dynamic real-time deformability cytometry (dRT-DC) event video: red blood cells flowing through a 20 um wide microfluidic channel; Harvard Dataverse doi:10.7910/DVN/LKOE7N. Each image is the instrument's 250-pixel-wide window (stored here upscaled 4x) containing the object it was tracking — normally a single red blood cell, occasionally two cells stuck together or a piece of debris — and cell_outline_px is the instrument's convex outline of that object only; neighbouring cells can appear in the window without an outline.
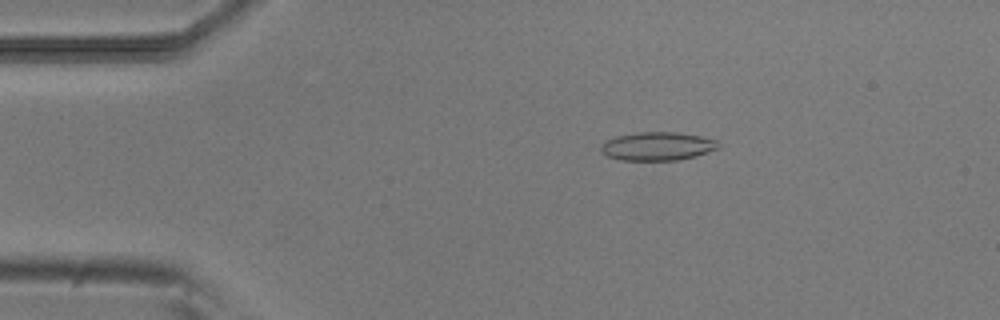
{"species": "common noctule bat (a hibernating species)", "species_latin": "Nyctalus noctula", "temperature_condition": "room temperature", "stored_images_in_passage": 49, "camera_frame_rate_fps": 3000, "um_per_image_px": 0.085, "animal": {"sex": "male", "body_mass_g": 20.5, "forearm_length_mm": 52.5}, "frame": {"image": 1, "passage_image": 6, "time_ms": 1.667, "image_size_px": [1000, 320], "cell_outline_px": [[720, 148], [696, 156], [680, 160], [620, 160], [608, 156], [600, 152], [600, 144], [604, 140], [616, 136], [636, 132], [676, 132], [700, 136], [716, 140], [720, 144]], "centroid_in_image_um": [55.86, 12.43], "position_along_channel_um": 29.1, "area_um2": 19.71}}
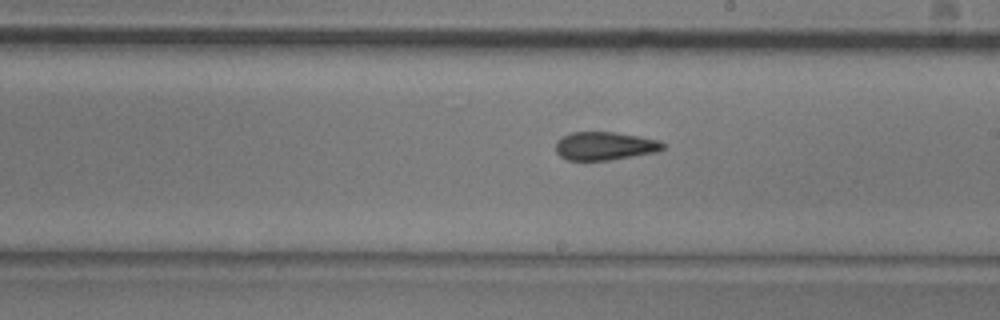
{"frame": {"image": 2, "passage_image": 26, "time_ms": 8.333, "image_size_px": [1000, 320], "cell_outline_px": [[668, 144], [660, 152], [608, 160], [568, 160], [560, 156], [556, 152], [556, 140], [572, 132], [616, 132], [640, 136], [660, 140]], "centroid_in_image_um": [51.47, 12.4], "position_along_channel_um": 237.5, "area_um2": 17.92}}
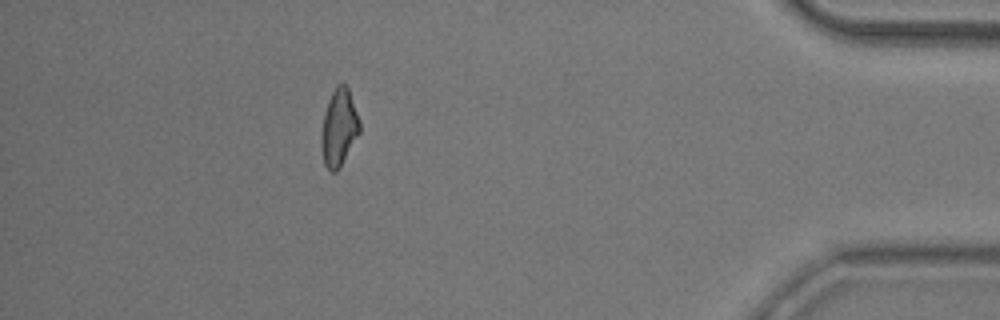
{"frame": {"image": 3, "passage_image": 43, "time_ms": 14.0, "image_size_px": [1000, 320], "cell_outline_px": [[360, 132], [340, 168], [336, 172], [332, 172], [324, 164], [320, 144], [320, 140], [324, 116], [328, 100], [336, 84], [344, 84], [348, 88], [360, 120]], "centroid_in_image_um": [28.81, 10.87], "position_along_channel_um": 406.4, "area_um2": 17.22}, "authors_computed_cell_mechanics": {"area_um2": 17.8024, "velocity_mm_per_s": 3.8672, "shape_relaxation_time_tau1_ms": null, "shape_relaxation_time_tau2_ms": 3.6019, "deformation_change_tau1": null, "deformation_change_tau2": 0.1126}}